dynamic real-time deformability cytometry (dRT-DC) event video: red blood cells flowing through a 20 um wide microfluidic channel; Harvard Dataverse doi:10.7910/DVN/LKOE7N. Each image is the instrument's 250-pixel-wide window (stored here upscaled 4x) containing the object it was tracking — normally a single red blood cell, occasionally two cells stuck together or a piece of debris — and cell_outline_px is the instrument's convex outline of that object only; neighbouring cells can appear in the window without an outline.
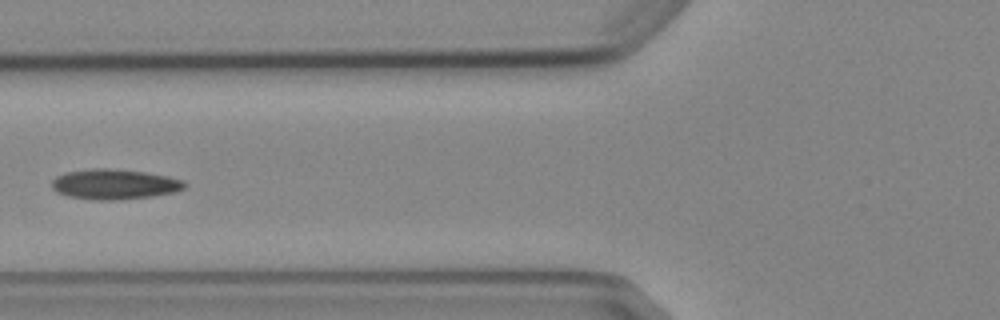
{"species": "Egyptian fruit bat (a non-hibernating species)", "species_latin": "Rousettus aegyptiacus", "temperature_condition": "cold", "stored_images_in_passage": 6, "camera_frame_rate_fps": 3000, "um_per_image_px": 0.085, "animal": {"sex": "female"}, "frame": {"image": 1, "passage_image": 6, "time_ms": 6.667, "image_size_px": [1000, 320], "cell_outline_px": [[188, 184], [184, 188], [176, 192], [152, 196], [116, 200], [92, 200], [68, 196], [56, 192], [52, 188], [52, 180], [56, 176], [68, 172], [96, 168], [104, 168], [144, 172], [168, 176], [184, 180]], "centroid_in_image_um": [9.75, 15.67], "position_along_channel_um": 116.1, "area_um2": 23.35}}